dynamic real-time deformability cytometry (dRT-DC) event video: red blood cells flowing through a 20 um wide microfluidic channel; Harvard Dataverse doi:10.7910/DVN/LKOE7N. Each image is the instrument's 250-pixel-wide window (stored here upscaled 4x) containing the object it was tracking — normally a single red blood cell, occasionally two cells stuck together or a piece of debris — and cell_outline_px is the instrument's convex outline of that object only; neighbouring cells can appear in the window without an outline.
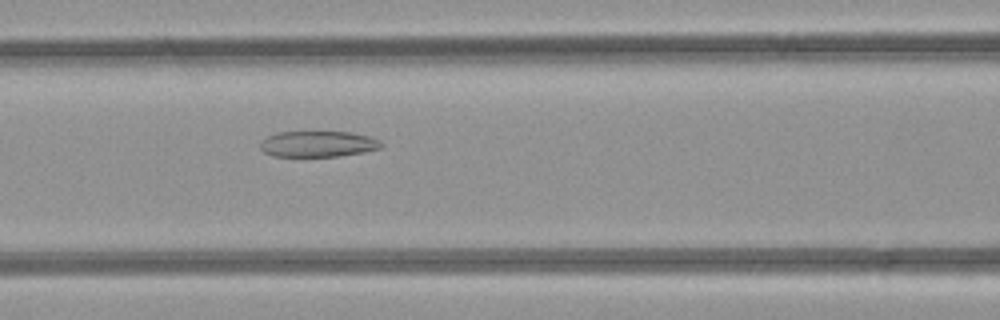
{"species": "common noctule bat (a hibernating species)", "species_latin": "Nyctalus noctula", "temperature_condition": "room temperature", "stored_images_in_passage": 49, "camera_frame_rate_fps": 3000, "um_per_image_px": 0.085, "animal": {"sex": "female", "body_mass_g": 21.9}, "frame": {"image": 1, "passage_image": 21, "time_ms": 6.667, "image_size_px": [1000, 320], "cell_outline_px": [[384, 144], [380, 148], [364, 152], [340, 156], [272, 156], [264, 152], [260, 148], [260, 144], [268, 136], [280, 132], [352, 132], [368, 136], [380, 140]], "centroid_in_image_um": [27.06, 12.24], "position_along_channel_um": 139.5, "area_um2": 18.21}}
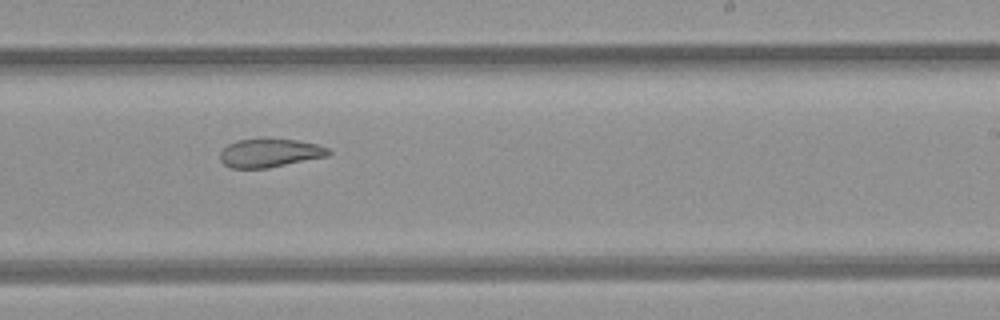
{"frame": {"image": 2, "passage_image": 30, "time_ms": 9.667, "image_size_px": [1000, 320], "cell_outline_px": [[332, 152], [328, 156], [268, 168], [232, 168], [224, 164], [220, 160], [220, 152], [228, 144], [236, 140], [296, 140], [316, 144], [328, 148]], "centroid_in_image_um": [22.93, 13.02], "position_along_channel_um": 266.1, "area_um2": 17.69}}
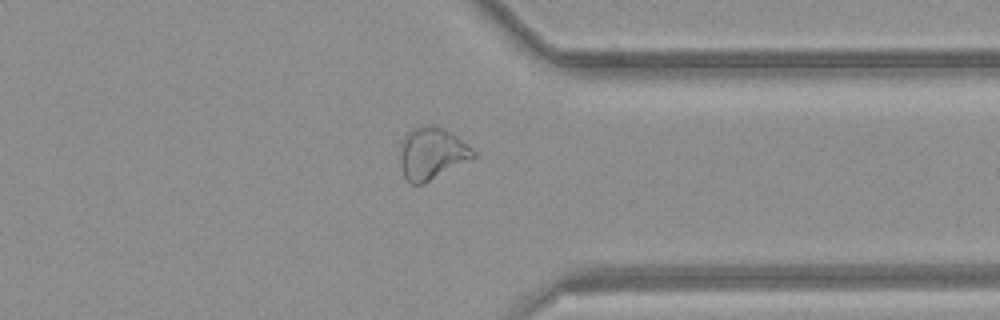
{"frame": {"image": 3, "passage_image": 38, "time_ms": 12.333, "image_size_px": [1000, 320], "cell_outline_px": [[476, 156], [424, 184], [412, 184], [404, 176], [400, 164], [400, 144], [404, 136], [408, 132], [420, 124], [436, 124], [444, 128], [456, 136], [472, 148], [476, 152]], "centroid_in_image_um": [36.68, 13.01], "position_along_channel_um": 374.7, "area_um2": 22.31}, "authors_computed_cell_mechanics": {"area_um2": 24.276, "velocity_mm_per_s": 4.2179, "shape_relaxation_time_tau1_ms": null, "shape_relaxation_time_tau2_ms": 3.3039, "deformation_change_tau1": null, "deformation_change_tau2": 0.0988}}